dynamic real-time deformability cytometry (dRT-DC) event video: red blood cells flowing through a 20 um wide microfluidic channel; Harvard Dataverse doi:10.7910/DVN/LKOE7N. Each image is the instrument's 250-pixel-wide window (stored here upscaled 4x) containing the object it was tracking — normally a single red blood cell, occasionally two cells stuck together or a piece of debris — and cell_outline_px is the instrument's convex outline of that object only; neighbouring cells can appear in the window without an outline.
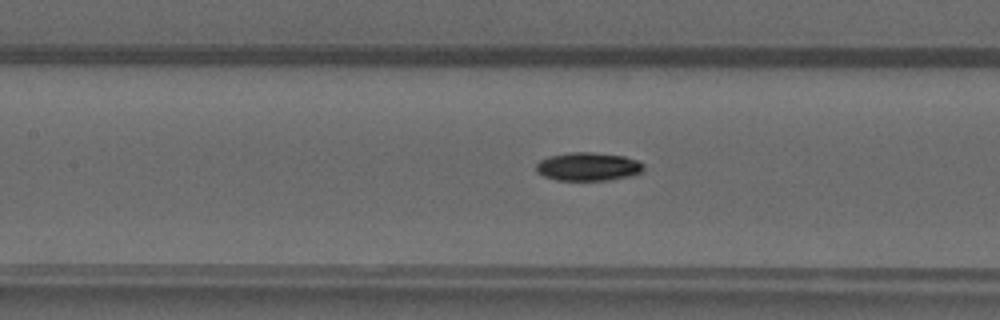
{"species": "common noctule bat (a hibernating species)", "species_latin": "Nyctalus noctula", "temperature_condition": "warm", "stored_images_in_passage": 40, "camera_frame_rate_fps": 3000, "um_per_image_px": 0.085, "animal": {"sex": "male", "forearm_length_mm": 52.5}, "frame": {"image": 1, "passage_image": 22, "time_ms": 7.0, "image_size_px": [1000, 320], "cell_outline_px": [[644, 168], [640, 172], [632, 176], [612, 180], [556, 180], [544, 176], [536, 172], [536, 164], [540, 160], [548, 156], [568, 152], [592, 152], [624, 156], [636, 160], [644, 164]], "centroid_in_image_um": [49.98, 14.16], "position_along_channel_um": 157.4, "area_um2": 17.92}}
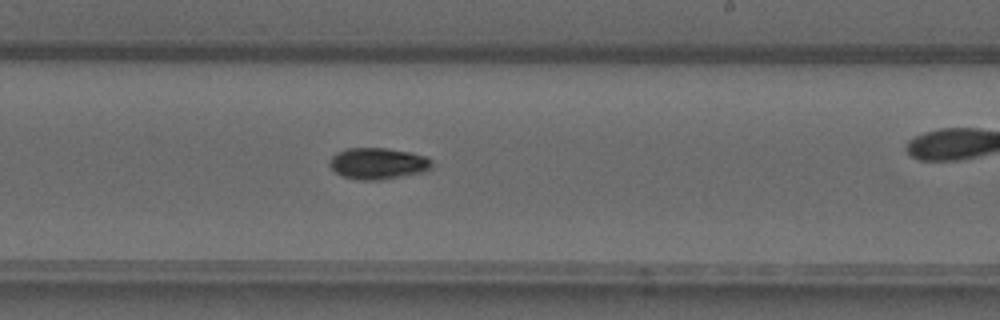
{"frame": {"image": 2, "passage_image": 29, "time_ms": 9.333, "image_size_px": [1000, 320], "cell_outline_px": [[432, 168], [424, 172], [380, 180], [360, 180], [344, 176], [336, 172], [328, 164], [328, 160], [336, 152], [344, 148], [384, 148], [412, 152], [428, 156], [432, 160]], "centroid_in_image_um": [32.14, 13.88], "position_along_channel_um": 256.9, "area_um2": 18.96}}
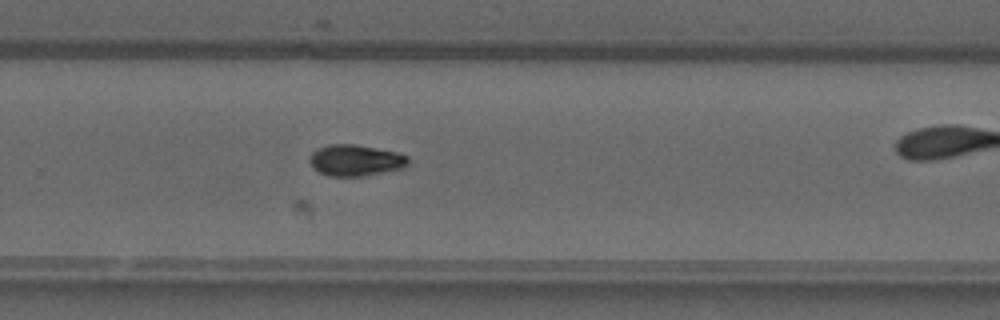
{"frame": {"image": 3, "passage_image": 32, "time_ms": 10.333, "image_size_px": [1000, 320], "cell_outline_px": [[408, 168], [364, 176], [328, 176], [312, 168], [308, 160], [312, 152], [328, 144], [356, 144], [396, 152], [408, 156]], "centroid_in_image_um": [30.24, 13.64], "position_along_channel_um": 299.6, "area_um2": 18.21}}